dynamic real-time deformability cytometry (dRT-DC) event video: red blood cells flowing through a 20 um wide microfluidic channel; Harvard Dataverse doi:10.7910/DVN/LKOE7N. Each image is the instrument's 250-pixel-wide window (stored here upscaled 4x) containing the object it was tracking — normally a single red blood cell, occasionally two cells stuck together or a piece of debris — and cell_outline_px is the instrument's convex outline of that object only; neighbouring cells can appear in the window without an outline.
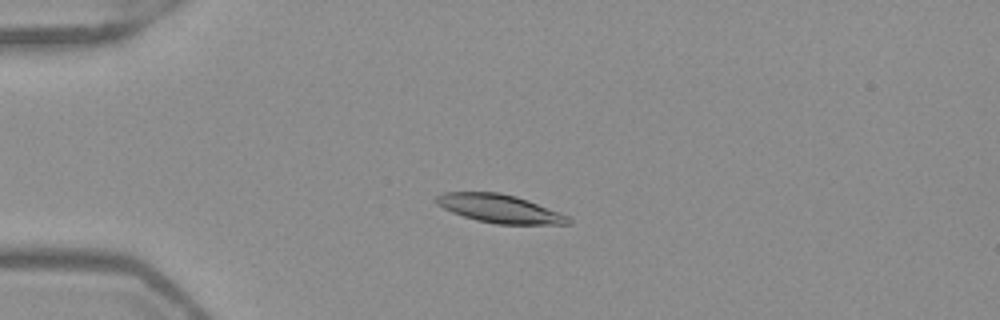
{"species": "Egyptian fruit bat (a non-hibernating species)", "species_latin": "Rousettus aegyptiacus", "temperature_condition": "warm", "stored_images_in_passage": 52, "camera_frame_rate_fps": 3000, "um_per_image_px": 0.085, "frame": {"image": 1, "passage_image": 13, "time_ms": 4.0, "image_size_px": [1000, 320], "cell_outline_px": [[572, 224], [496, 224], [476, 220], [452, 212], [436, 204], [436, 196], [444, 192], [500, 192], [516, 196], [528, 200], [560, 212], [568, 216], [572, 220]], "centroid_in_image_um": [42.49, 17.73], "position_along_channel_um": 42.5, "area_um2": 21.79}}
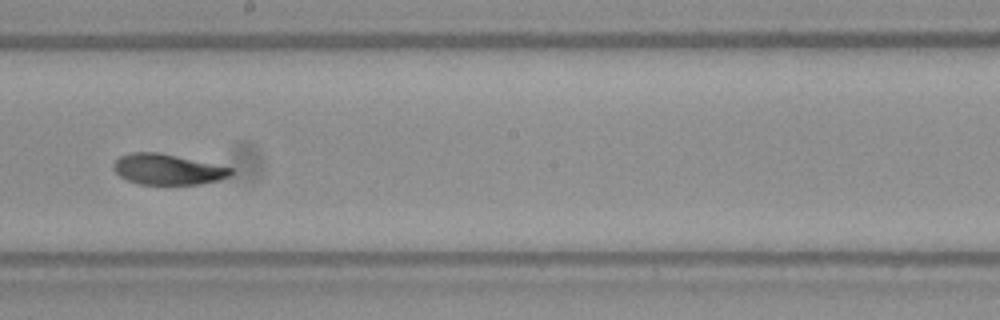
{"frame": {"image": 2, "passage_image": 30, "time_ms": 9.667, "image_size_px": [1000, 320], "cell_outline_px": [[232, 172], [228, 176], [220, 180], [200, 184], [140, 184], [128, 180], [120, 176], [112, 168], [112, 164], [120, 156], [132, 152], [160, 152], [232, 168]], "centroid_in_image_um": [14.21, 14.39], "position_along_channel_um": 234.0, "area_um2": 20.81}}
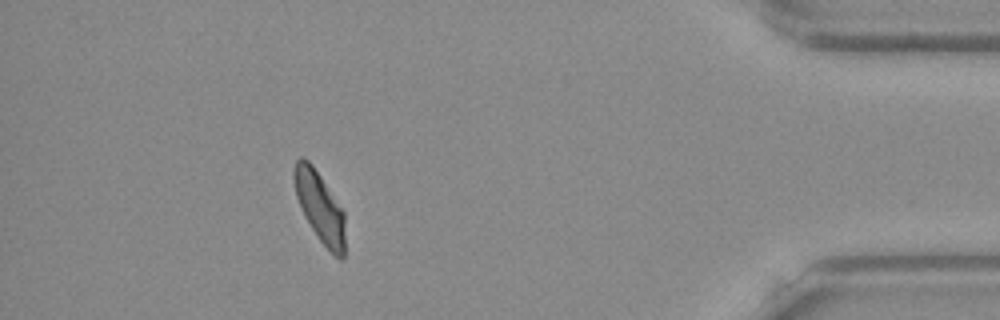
{"frame": {"image": 3, "passage_image": 47, "time_ms": 15.333, "image_size_px": [1000, 320], "cell_outline_px": [[344, 256], [340, 260], [320, 240], [304, 216], [296, 196], [292, 176], [292, 168], [296, 160], [300, 156], [304, 156], [312, 164], [344, 212]], "centroid_in_image_um": [27.14, 17.52], "position_along_channel_um": 408.1, "area_um2": 20.69}, "authors_computed_cell_mechanics": {"area_um2": 21.9929, "velocity_mm_per_s": 3.9138, "shape_relaxation_time_tau1_ms": 2.7262, "shape_relaxation_time_tau2_ms": 2.4791, "deformation_change_tau1": 0.1604, "deformation_change_tau2": 0.0605}}